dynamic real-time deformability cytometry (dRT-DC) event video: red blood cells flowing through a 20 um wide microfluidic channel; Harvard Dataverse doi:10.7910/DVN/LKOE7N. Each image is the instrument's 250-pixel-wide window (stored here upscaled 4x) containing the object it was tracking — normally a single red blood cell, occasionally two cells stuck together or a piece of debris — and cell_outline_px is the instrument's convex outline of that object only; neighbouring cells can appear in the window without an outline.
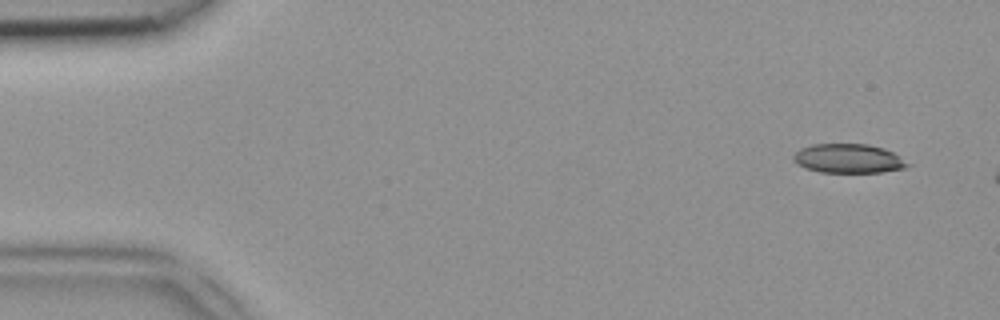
{"species": "common noctule bat (a hibernating species)", "species_latin": "Nyctalus noctula", "temperature_condition": "room temperature", "stored_images_in_passage": 7, "camera_frame_rate_fps": 3000, "um_per_image_px": 0.085, "animal": {"sex": "female", "body_mass_g": 18.4}, "frame": {"image": 1, "passage_image": 2, "time_ms": 0.333, "image_size_px": [1000, 320], "cell_outline_px": [[912, 164], [904, 168], [880, 172], [820, 172], [804, 168], [796, 164], [792, 160], [792, 156], [800, 148], [812, 144], [868, 144], [884, 148], [900, 156]], "centroid_in_image_um": [72.09, 13.47], "position_along_channel_um": 12.9, "area_um2": 19.54}}